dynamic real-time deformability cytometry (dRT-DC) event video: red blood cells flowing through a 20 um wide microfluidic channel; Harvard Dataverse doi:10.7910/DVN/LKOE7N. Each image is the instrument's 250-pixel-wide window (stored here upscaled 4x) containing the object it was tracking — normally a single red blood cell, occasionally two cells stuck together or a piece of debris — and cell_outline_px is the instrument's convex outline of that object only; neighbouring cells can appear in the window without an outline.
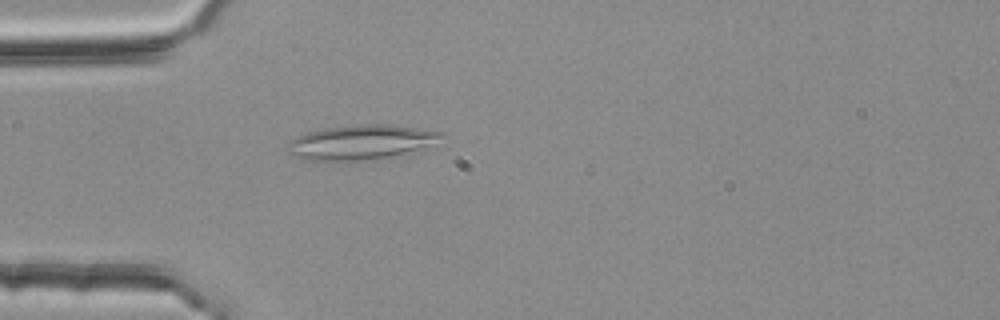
{"species": "common noctule bat (a hibernating species)", "species_latin": "Nyctalus noctula", "temperature_condition": "room temperature", "stored_images_in_passage": 48, "camera_frame_rate_fps": 3000, "um_per_image_px": 0.085, "animal": {"sex": "female", "body_mass_g": 25.1}, "frame": {"image": 1, "passage_image": 10, "time_ms": 3.0, "image_size_px": [1000, 320], "cell_outline_px": [[444, 136], [428, 144], [404, 152], [384, 156], [352, 160], [304, 160], [292, 156], [288, 152], [292, 140], [308, 132], [328, 128], [364, 124], [388, 124], [444, 132]], "centroid_in_image_um": [30.61, 12.06], "position_along_channel_um": 54.4, "area_um2": 29.48}}
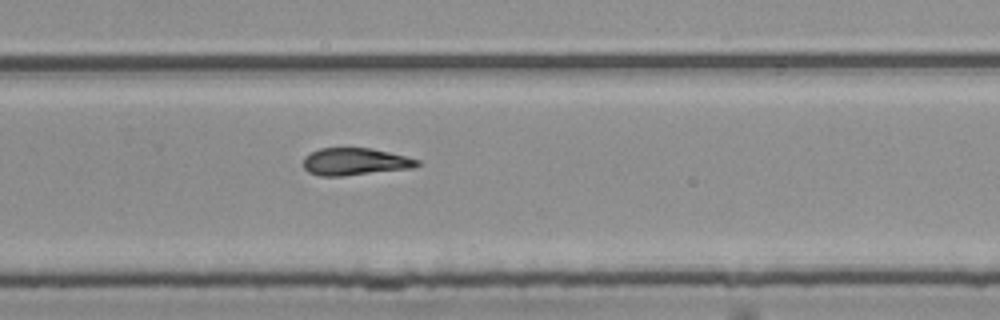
{"frame": {"image": 2, "passage_image": 30, "time_ms": 9.667, "image_size_px": [1000, 320], "cell_outline_px": [[420, 164], [412, 168], [344, 176], [320, 176], [308, 172], [304, 168], [304, 156], [320, 148], [372, 148], [420, 160]], "centroid_in_image_um": [30.16, 13.74], "position_along_channel_um": 299.6, "area_um2": 18.03}}
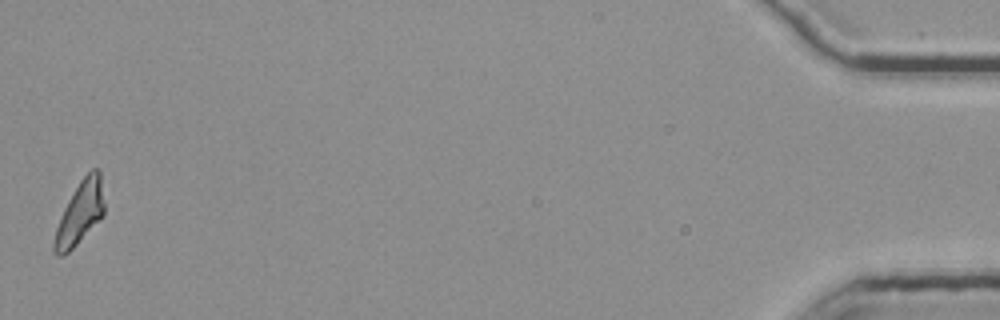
{"frame": {"image": 3, "passage_image": 48, "time_ms": 15.667, "image_size_px": [1000, 320], "cell_outline_px": [[104, 216], [68, 252], [60, 256], [56, 256], [52, 252], [52, 244], [56, 228], [64, 208], [68, 200], [80, 180], [92, 168], [96, 168], [100, 172], [104, 204]], "centroid_in_image_um": [6.78, 18.12], "position_along_channel_um": 428.4, "area_um2": 18.21}, "authors_computed_cell_mechanics": {"area_um2": 18.5249, "velocity_mm_per_s": 3.78, "shape_relaxation_time_tau1_ms": null, "shape_relaxation_time_tau2_ms": 10.0772, "deformation_change_tau1": null, "deformation_change_tau2": 0.2332}}